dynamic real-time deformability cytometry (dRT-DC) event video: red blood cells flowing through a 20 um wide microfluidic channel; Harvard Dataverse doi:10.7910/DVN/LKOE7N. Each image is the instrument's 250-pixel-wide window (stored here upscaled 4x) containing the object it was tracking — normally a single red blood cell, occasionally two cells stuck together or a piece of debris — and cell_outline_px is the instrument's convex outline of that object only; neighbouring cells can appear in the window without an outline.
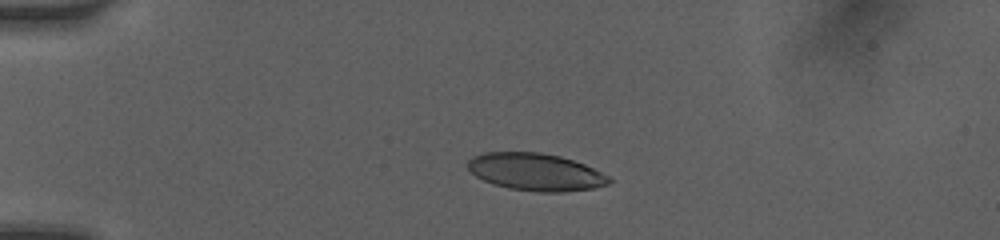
{"species": "human", "species_latin": "Homo sapiens", "temperature_condition": "room temperature", "stored_images_in_passage": 30, "camera_frame_rate_fps": 3000, "um_per_image_px": 0.085, "donor": {"sex": "female"}, "frame": {"image": 1, "passage_image": 1, "time_ms": 0.0, "image_size_px": [1000, 240], "cell_outline_px": [[612, 180], [608, 184], [596, 188], [564, 192], [536, 192], [508, 188], [492, 184], [476, 176], [468, 168], [468, 160], [472, 156], [484, 152], [540, 152], [560, 156], [584, 164], [608, 176]], "centroid_in_image_um": [45.52, 14.62], "position_along_channel_um": 39.5, "area_um2": 30.81}}
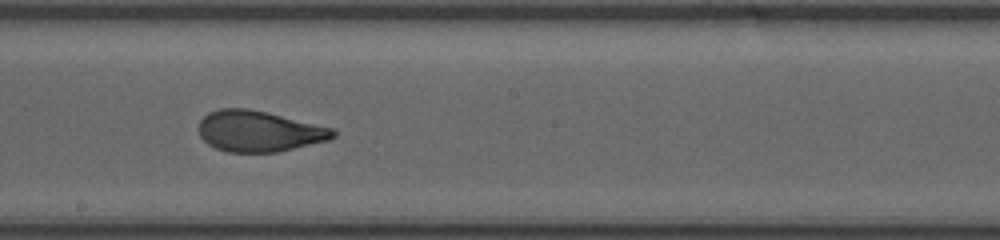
{"frame": {"image": 2, "passage_image": 16, "time_ms": 5.667, "image_size_px": [1000, 240], "cell_outline_px": [[336, 136], [328, 140], [276, 152], [228, 152], [216, 148], [208, 144], [200, 136], [200, 120], [208, 112], [220, 108], [248, 108], [336, 128]], "centroid_in_image_um": [22.03, 11.14], "position_along_channel_um": 226.2, "area_um2": 31.96}}
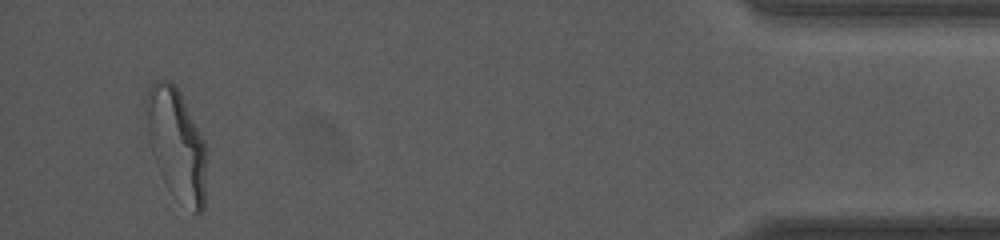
{"frame": {"image": 3, "passage_image": 30, "time_ms": 12.0, "image_size_px": [1000, 240], "cell_outline_px": [[204, 208], [200, 212], [196, 212], [156, 164], [152, 156], [148, 140], [144, 104], [144, 100], [148, 84], [152, 80], [168, 80], [176, 84], [204, 140]], "centroid_in_image_um": [14.93, 11.96], "position_along_channel_um": 420.3, "area_um2": 37.28}, "authors_computed_cell_mechanics": {"area_um2": 32.4836, "velocity_mm_per_s": 4.1127, "shape_relaxation_time_tau1_ms": 4.9163, "shape_relaxation_time_tau2_ms": 0.7561, "deformation_change_tau1": 0.1727, "deformation_change_tau2": 0.0736}}